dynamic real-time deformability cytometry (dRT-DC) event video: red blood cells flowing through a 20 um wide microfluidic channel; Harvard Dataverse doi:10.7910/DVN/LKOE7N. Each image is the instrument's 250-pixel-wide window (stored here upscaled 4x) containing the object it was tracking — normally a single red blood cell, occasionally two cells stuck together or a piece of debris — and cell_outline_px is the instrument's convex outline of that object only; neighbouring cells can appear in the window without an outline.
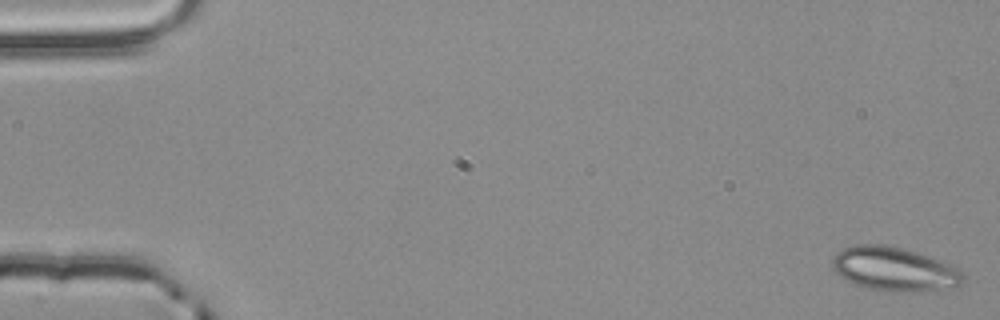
{"species": "common noctule bat (a hibernating species)", "species_latin": "Nyctalus noctula", "temperature_condition": "room temperature", "stored_images_in_passage": 5, "camera_frame_rate_fps": 3000, "um_per_image_px": 0.085, "animal": {"sex": "male", "body_mass_g": 20.4}, "frame": {"image": 1, "passage_image": 1, "time_ms": 0.0, "image_size_px": [1000, 320], "cell_outline_px": [[964, 280], [956, 288], [912, 292], [900, 292], [868, 288], [844, 280], [832, 268], [832, 256], [840, 248], [856, 244], [884, 244], [904, 248], [928, 256], [948, 264], [960, 272], [964, 276]], "centroid_in_image_um": [75.96, 22.86], "position_along_channel_um": 9.0, "area_um2": 33.64}}